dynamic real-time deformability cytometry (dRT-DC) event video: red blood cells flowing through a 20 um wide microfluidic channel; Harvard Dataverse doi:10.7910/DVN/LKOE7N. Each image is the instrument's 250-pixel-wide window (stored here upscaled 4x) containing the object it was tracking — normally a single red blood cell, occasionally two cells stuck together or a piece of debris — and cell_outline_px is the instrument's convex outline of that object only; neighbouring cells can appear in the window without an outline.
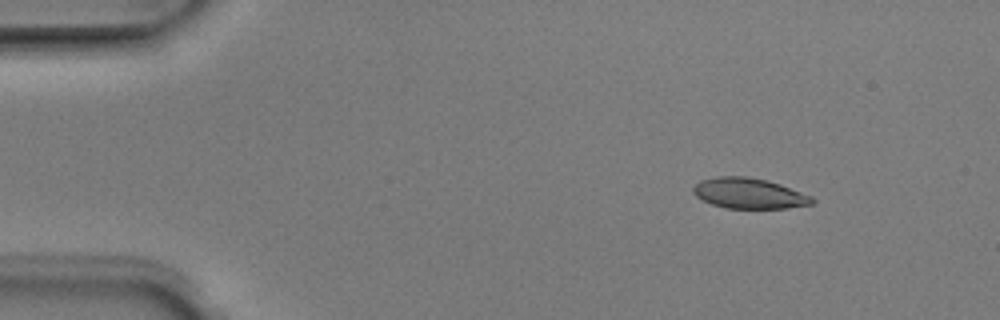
{"species": "Egyptian fruit bat (a non-hibernating species)", "species_latin": "Rousettus aegyptiacus", "temperature_condition": "room temperature", "stored_images_in_passage": 4, "camera_frame_rate_fps": 3000, "um_per_image_px": 0.085, "animal": {"sex": "male"}, "frame": {"image": 1, "passage_image": 1, "time_ms": 0.0, "image_size_px": [1000, 320], "cell_outline_px": [[816, 200], [812, 204], [788, 208], [724, 208], [700, 200], [692, 192], [692, 188], [700, 180], [716, 176], [744, 176], [768, 180], [780, 184], [812, 196]], "centroid_in_image_um": [63.65, 16.43], "position_along_channel_um": 21.4, "area_um2": 21.33}}
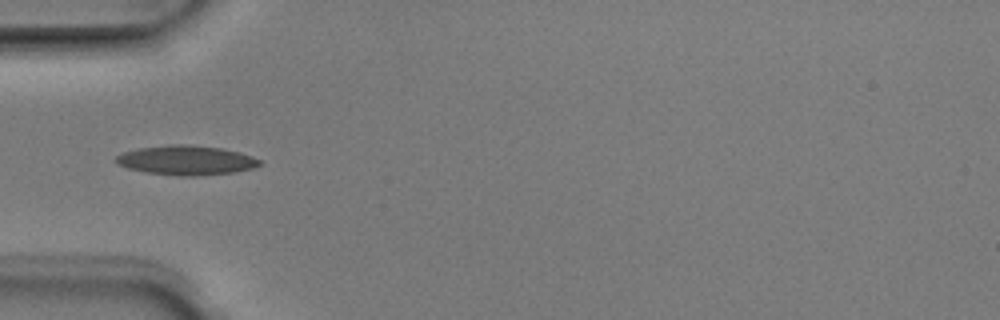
{"frame": {"image": 2, "passage_image": 4, "time_ms": 1.0, "image_size_px": [1000, 320], "cell_outline_px": [[260, 164], [252, 168], [232, 172], [196, 176], [176, 176], [144, 172], [128, 168], [116, 164], [112, 160], [116, 156], [124, 152], [136, 148], [168, 144], [184, 144], [220, 148], [240, 152], [252, 156], [260, 160]], "centroid_in_image_um": [15.75, 13.62], "position_along_channel_um": 69.3, "area_um2": 24.8}}